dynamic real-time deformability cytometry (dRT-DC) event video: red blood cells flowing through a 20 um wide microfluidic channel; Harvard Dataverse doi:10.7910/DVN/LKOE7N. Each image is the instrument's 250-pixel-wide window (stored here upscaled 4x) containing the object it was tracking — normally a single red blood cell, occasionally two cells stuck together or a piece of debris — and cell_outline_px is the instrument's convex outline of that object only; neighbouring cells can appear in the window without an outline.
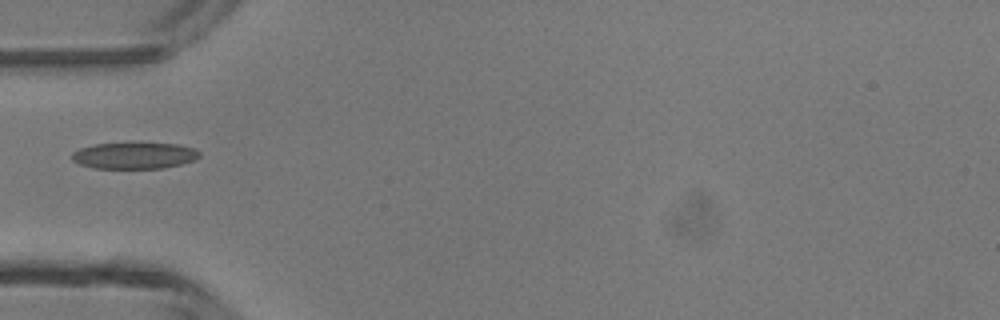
{"species": "common noctule bat (a hibernating species)", "species_latin": "Nyctalus noctula", "temperature_condition": "room temperature", "stored_images_in_passage": 6, "camera_frame_rate_fps": 3000, "um_per_image_px": 0.085, "animal": {"sex": "male", "body_mass_g": 13.3}, "frame": {"image": 1, "passage_image": 5, "time_ms": 4.667, "image_size_px": [1000, 320], "cell_outline_px": [[200, 156], [196, 160], [164, 168], [96, 168], [80, 164], [72, 160], [72, 152], [80, 148], [96, 144], [140, 140], [176, 144], [196, 148], [200, 152]], "centroid_in_image_um": [11.47, 13.17], "position_along_channel_um": 73.5, "area_um2": 20.52}}
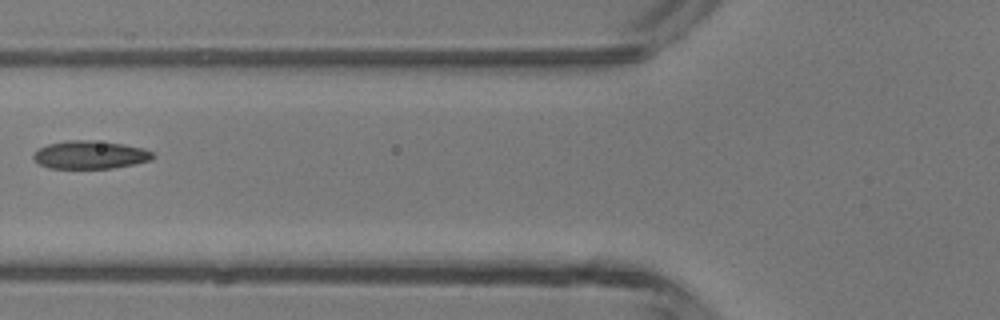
{"frame": {"image": 2, "passage_image": 6, "time_ms": 5.667, "image_size_px": [1000, 320], "cell_outline_px": [[156, 156], [152, 160], [136, 164], [112, 168], [48, 168], [40, 164], [32, 156], [40, 148], [48, 144], [68, 140], [92, 140], [124, 144], [144, 148], [152, 152]], "centroid_in_image_um": [7.72, 13.16], "position_along_channel_um": 118.1, "area_um2": 19.54}}